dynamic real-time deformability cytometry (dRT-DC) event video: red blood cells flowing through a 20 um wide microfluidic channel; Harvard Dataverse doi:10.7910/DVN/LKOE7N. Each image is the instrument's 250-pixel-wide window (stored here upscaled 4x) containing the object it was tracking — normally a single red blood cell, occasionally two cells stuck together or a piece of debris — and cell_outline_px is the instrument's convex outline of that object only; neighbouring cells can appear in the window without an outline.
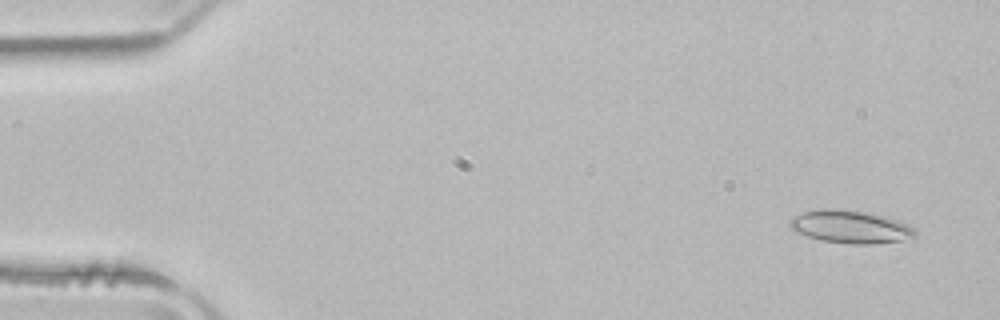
{"species": "common noctule bat (a hibernating species)", "species_latin": "Nyctalus noctula", "temperature_condition": "room temperature", "stored_images_in_passage": 51, "camera_frame_rate_fps": 3000, "um_per_image_px": 0.085, "animal": {"sex": "male", "body_mass_g": 21.5, "forearm_length_mm": 52.0}, "frame": {"image": 1, "passage_image": 3, "time_ms": 0.667, "image_size_px": [1000, 320], "cell_outline_px": [[916, 236], [900, 240], [872, 244], [852, 244], [820, 240], [796, 232], [788, 224], [796, 216], [804, 212], [816, 208], [840, 208], [868, 212], [900, 220], [908, 224], [916, 232]], "centroid_in_image_um": [72.29, 19.26], "position_along_channel_um": 12.7, "area_um2": 23.99}}
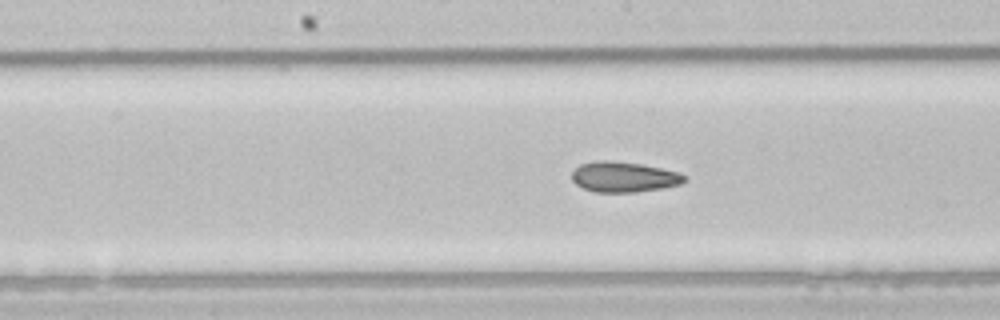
{"frame": {"image": 2, "passage_image": 26, "time_ms": 8.333, "image_size_px": [1000, 320], "cell_outline_px": [[688, 180], [680, 184], [660, 188], [636, 192], [596, 192], [584, 188], [576, 184], [572, 180], [572, 172], [580, 164], [596, 160], [612, 160], [640, 164], [680, 172], [688, 176]], "centroid_in_image_um": [53.04, 15.03], "position_along_channel_um": 195.2, "area_um2": 20.0}}
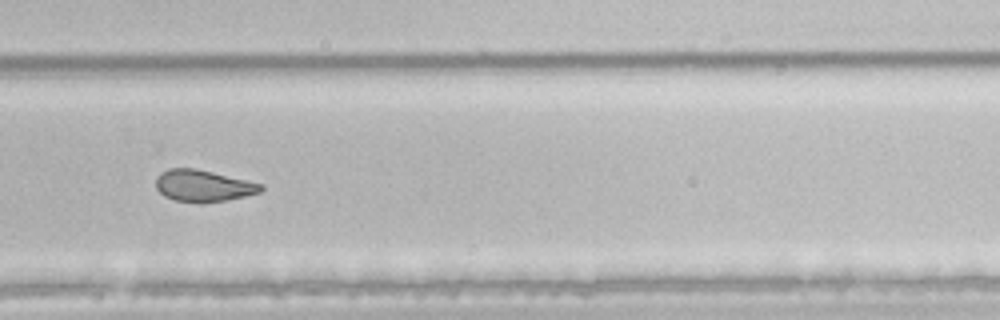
{"frame": {"image": 3, "passage_image": 35, "time_ms": 11.333, "image_size_px": [1000, 320], "cell_outline_px": [[264, 188], [260, 192], [228, 200], [204, 204], [200, 204], [176, 200], [164, 196], [156, 188], [156, 180], [160, 172], [168, 168], [196, 168], [248, 180], [264, 184]], "centroid_in_image_um": [17.28, 15.8], "position_along_channel_um": 312.5, "area_um2": 19.71}, "authors_computed_cell_mechanics": {"area_um2": 21.7328, "velocity_mm_per_s": 3.9385, "shape_relaxation_time_tau1_ms": null, "shape_relaxation_time_tau2_ms": 3.0695, "deformation_change_tau1": null, "deformation_change_tau2": 0.0786}}